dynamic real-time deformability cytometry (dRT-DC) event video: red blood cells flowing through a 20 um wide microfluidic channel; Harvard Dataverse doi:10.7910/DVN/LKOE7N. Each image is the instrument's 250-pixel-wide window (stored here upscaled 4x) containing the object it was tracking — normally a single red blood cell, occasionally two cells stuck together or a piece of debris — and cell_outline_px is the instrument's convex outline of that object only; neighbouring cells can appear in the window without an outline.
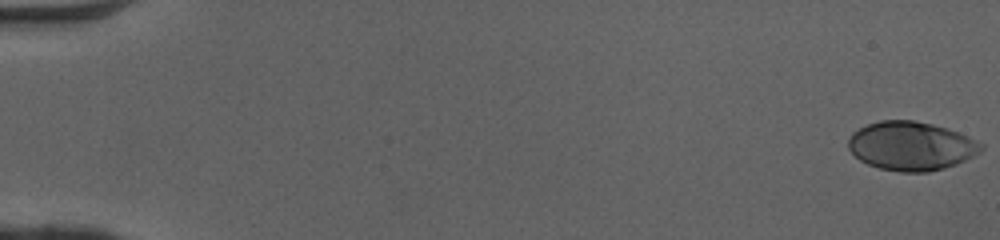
{"species": "human", "species_latin": "Homo sapiens", "temperature_condition": "cold", "stored_images_in_passage": 51, "camera_frame_rate_fps": 3000, "um_per_image_px": 0.085, "donor": {"sex": "female"}, "frame": {"image": 1, "passage_image": 1, "time_ms": 0.0, "image_size_px": [1000, 240], "cell_outline_px": [[984, 148], [980, 152], [956, 164], [944, 168], [928, 172], [900, 172], [880, 168], [868, 164], [860, 160], [848, 148], [848, 140], [852, 132], [868, 124], [880, 120], [912, 120], [932, 124], [956, 132], [984, 144]], "centroid_in_image_um": [77.42, 12.41], "position_along_channel_um": 7.6, "area_um2": 37.45}}
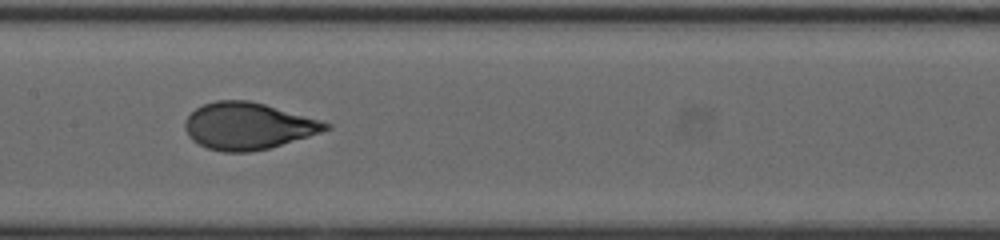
{"frame": {"image": 2, "passage_image": 27, "time_ms": 8.667, "image_size_px": [1000, 240], "cell_outline_px": [[332, 128], [308, 136], [268, 148], [248, 152], [224, 152], [208, 148], [192, 140], [188, 136], [184, 128], [184, 124], [188, 116], [196, 108], [204, 104], [216, 100], [248, 100], [264, 104], [320, 120], [332, 124]], "centroid_in_image_um": [21.06, 10.71], "position_along_channel_um": 186.3, "area_um2": 38.03}}
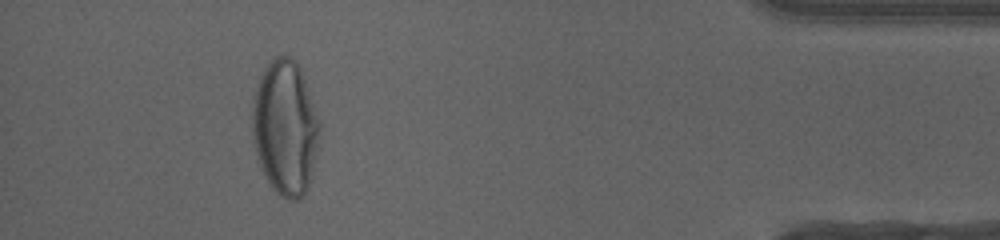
{"frame": {"image": 3, "passage_image": 47, "time_ms": 15.333, "image_size_px": [1000, 240], "cell_outline_px": [[320, 128], [316, 152], [308, 188], [296, 200], [288, 200], [280, 196], [272, 188], [256, 156], [252, 144], [252, 96], [264, 68], [276, 56], [288, 56], [296, 60], [300, 68], [308, 88], [320, 124]], "centroid_in_image_um": [24.21, 10.83], "position_along_channel_um": 411.0, "area_um2": 52.77}, "authors_computed_cell_mechanics": {"area_um2": 37.9168, "velocity_mm_per_s": 4.113, "shape_relaxation_time_tau1_ms": 4.4744, "shape_relaxation_time_tau2_ms": null, "deformation_change_tau1": 0.2092, "deformation_change_tau2": null}}